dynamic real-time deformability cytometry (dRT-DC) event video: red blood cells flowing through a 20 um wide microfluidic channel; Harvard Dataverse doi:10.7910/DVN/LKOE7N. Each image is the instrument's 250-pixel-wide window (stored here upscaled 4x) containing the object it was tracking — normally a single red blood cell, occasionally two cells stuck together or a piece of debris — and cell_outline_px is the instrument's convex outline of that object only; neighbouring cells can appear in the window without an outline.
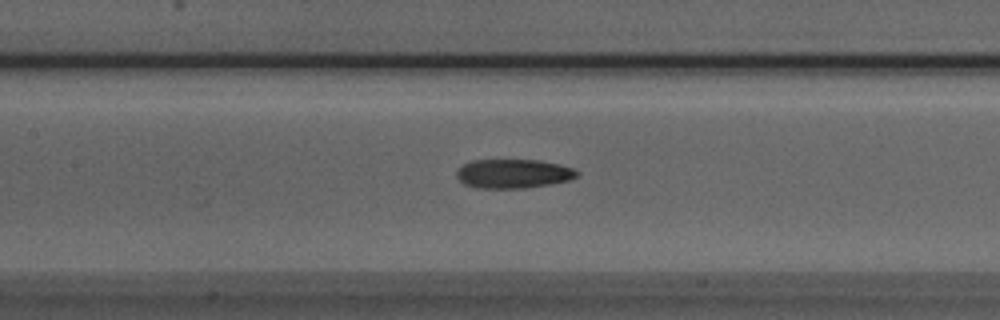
{"species": "Egyptian fruit bat (a non-hibernating species)", "species_latin": "Rousettus aegyptiacus", "temperature_condition": "room temperature", "stored_images_in_passage": 37, "camera_frame_rate_fps": 3000, "um_per_image_px": 0.085, "animal": {"sex": "male"}, "frame": {"image": 1, "passage_image": 9, "time_ms": 2.667, "image_size_px": [1000, 320], "cell_outline_px": [[580, 176], [568, 180], [548, 184], [524, 188], [476, 188], [464, 184], [456, 176], [456, 172], [464, 164], [472, 160], [540, 160], [572, 168], [580, 172]], "centroid_in_image_um": [43.62, 14.76], "position_along_channel_um": 163.8, "area_um2": 20.29}}
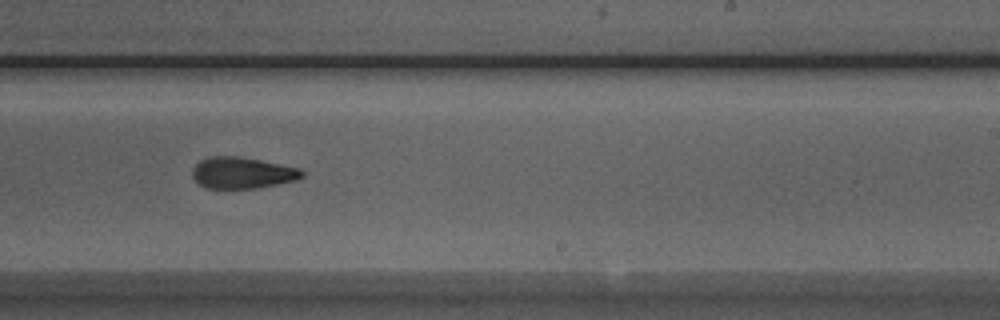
{"frame": {"image": 2, "passage_image": 17, "time_ms": 5.333, "image_size_px": [1000, 320], "cell_outline_px": [[304, 176], [296, 180], [256, 188], [204, 188], [192, 176], [192, 168], [200, 160], [208, 156], [236, 156], [260, 160], [300, 168], [304, 172]], "centroid_in_image_um": [20.58, 14.68], "position_along_channel_um": 268.4, "area_um2": 20.0}}
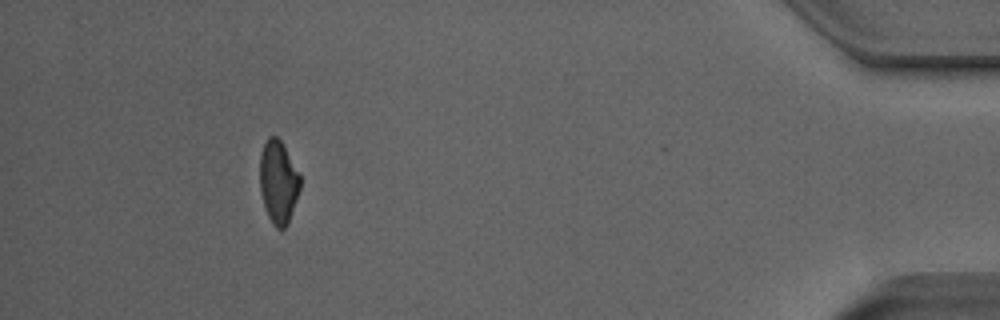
{"frame": {"image": 3, "passage_image": 33, "time_ms": 10.667, "image_size_px": [1000, 320], "cell_outline_px": [[300, 188], [288, 224], [284, 228], [276, 228], [272, 224], [268, 216], [260, 192], [260, 156], [264, 144], [268, 136], [276, 136], [280, 140], [300, 172]], "centroid_in_image_um": [23.66, 15.46], "position_along_channel_um": 411.5, "area_um2": 19.48}, "authors_computed_cell_mechanics": {"area_um2": 20.6346, "velocity_mm_per_s": 3.9361, "shape_relaxation_time_tau1_ms": null, "shape_relaxation_time_tau2_ms": 4.7982, "deformation_change_tau1": null, "deformation_change_tau2": 0.1465}}